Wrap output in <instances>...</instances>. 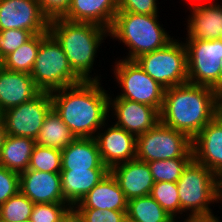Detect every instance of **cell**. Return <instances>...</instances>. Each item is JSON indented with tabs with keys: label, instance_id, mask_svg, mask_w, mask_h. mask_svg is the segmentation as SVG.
<instances>
[{
	"label": "cell",
	"instance_id": "5bb4252c",
	"mask_svg": "<svg viewBox=\"0 0 222 222\" xmlns=\"http://www.w3.org/2000/svg\"><path fill=\"white\" fill-rule=\"evenodd\" d=\"M94 137L104 165L110 170L117 164L136 159L137 137L126 130L112 125Z\"/></svg>",
	"mask_w": 222,
	"mask_h": 222
},
{
	"label": "cell",
	"instance_id": "277c9868",
	"mask_svg": "<svg viewBox=\"0 0 222 222\" xmlns=\"http://www.w3.org/2000/svg\"><path fill=\"white\" fill-rule=\"evenodd\" d=\"M157 17L130 12L116 13L109 36L120 40L130 49L125 60H135L142 54L165 47L173 40Z\"/></svg>",
	"mask_w": 222,
	"mask_h": 222
},
{
	"label": "cell",
	"instance_id": "cb8c5ba5",
	"mask_svg": "<svg viewBox=\"0 0 222 222\" xmlns=\"http://www.w3.org/2000/svg\"><path fill=\"white\" fill-rule=\"evenodd\" d=\"M35 145L34 139L6 135L0 151V165L18 173L26 171Z\"/></svg>",
	"mask_w": 222,
	"mask_h": 222
},
{
	"label": "cell",
	"instance_id": "f546056e",
	"mask_svg": "<svg viewBox=\"0 0 222 222\" xmlns=\"http://www.w3.org/2000/svg\"><path fill=\"white\" fill-rule=\"evenodd\" d=\"M61 161V150L36 144L31 154L28 169L60 173Z\"/></svg>",
	"mask_w": 222,
	"mask_h": 222
},
{
	"label": "cell",
	"instance_id": "b9f144b4",
	"mask_svg": "<svg viewBox=\"0 0 222 222\" xmlns=\"http://www.w3.org/2000/svg\"><path fill=\"white\" fill-rule=\"evenodd\" d=\"M62 222H81V220L71 211Z\"/></svg>",
	"mask_w": 222,
	"mask_h": 222
},
{
	"label": "cell",
	"instance_id": "bcb514c9",
	"mask_svg": "<svg viewBox=\"0 0 222 222\" xmlns=\"http://www.w3.org/2000/svg\"><path fill=\"white\" fill-rule=\"evenodd\" d=\"M219 40L222 41V31H221V34H220Z\"/></svg>",
	"mask_w": 222,
	"mask_h": 222
},
{
	"label": "cell",
	"instance_id": "60d3db41",
	"mask_svg": "<svg viewBox=\"0 0 222 222\" xmlns=\"http://www.w3.org/2000/svg\"><path fill=\"white\" fill-rule=\"evenodd\" d=\"M6 129H5V126H4V122L0 116V151H1V148L3 146V142H4V139L6 137Z\"/></svg>",
	"mask_w": 222,
	"mask_h": 222
},
{
	"label": "cell",
	"instance_id": "44dd1931",
	"mask_svg": "<svg viewBox=\"0 0 222 222\" xmlns=\"http://www.w3.org/2000/svg\"><path fill=\"white\" fill-rule=\"evenodd\" d=\"M128 200L124 192L109 171L103 179L94 186L80 201L72 208H92L101 210L127 211Z\"/></svg>",
	"mask_w": 222,
	"mask_h": 222
},
{
	"label": "cell",
	"instance_id": "4316f807",
	"mask_svg": "<svg viewBox=\"0 0 222 222\" xmlns=\"http://www.w3.org/2000/svg\"><path fill=\"white\" fill-rule=\"evenodd\" d=\"M40 48V34L33 35L17 50L6 56L1 62L4 68L30 74Z\"/></svg>",
	"mask_w": 222,
	"mask_h": 222
},
{
	"label": "cell",
	"instance_id": "f6af8a7d",
	"mask_svg": "<svg viewBox=\"0 0 222 222\" xmlns=\"http://www.w3.org/2000/svg\"><path fill=\"white\" fill-rule=\"evenodd\" d=\"M190 1H191V2H192V1H193V2H194V1H195V2H196V1L201 2V1H203V0H190Z\"/></svg>",
	"mask_w": 222,
	"mask_h": 222
},
{
	"label": "cell",
	"instance_id": "d6986e66",
	"mask_svg": "<svg viewBox=\"0 0 222 222\" xmlns=\"http://www.w3.org/2000/svg\"><path fill=\"white\" fill-rule=\"evenodd\" d=\"M209 3H191L192 15L187 20V39H219L222 31V5Z\"/></svg>",
	"mask_w": 222,
	"mask_h": 222
},
{
	"label": "cell",
	"instance_id": "5b68a950",
	"mask_svg": "<svg viewBox=\"0 0 222 222\" xmlns=\"http://www.w3.org/2000/svg\"><path fill=\"white\" fill-rule=\"evenodd\" d=\"M30 75L36 87L46 92L83 81L72 70L60 44L49 32L40 34V48Z\"/></svg>",
	"mask_w": 222,
	"mask_h": 222
},
{
	"label": "cell",
	"instance_id": "8fae6325",
	"mask_svg": "<svg viewBox=\"0 0 222 222\" xmlns=\"http://www.w3.org/2000/svg\"><path fill=\"white\" fill-rule=\"evenodd\" d=\"M52 109L50 92L40 91L26 103L9 108L0 116L4 122L6 134L36 139L46 115Z\"/></svg>",
	"mask_w": 222,
	"mask_h": 222
},
{
	"label": "cell",
	"instance_id": "ac0fdd59",
	"mask_svg": "<svg viewBox=\"0 0 222 222\" xmlns=\"http://www.w3.org/2000/svg\"><path fill=\"white\" fill-rule=\"evenodd\" d=\"M39 92L30 74L11 71L0 65V114L26 103Z\"/></svg>",
	"mask_w": 222,
	"mask_h": 222
},
{
	"label": "cell",
	"instance_id": "7bdbcfd3",
	"mask_svg": "<svg viewBox=\"0 0 222 222\" xmlns=\"http://www.w3.org/2000/svg\"><path fill=\"white\" fill-rule=\"evenodd\" d=\"M220 70H221V93H222V61H221V67H220Z\"/></svg>",
	"mask_w": 222,
	"mask_h": 222
},
{
	"label": "cell",
	"instance_id": "6da1fadb",
	"mask_svg": "<svg viewBox=\"0 0 222 222\" xmlns=\"http://www.w3.org/2000/svg\"><path fill=\"white\" fill-rule=\"evenodd\" d=\"M99 80L50 92L52 108L76 138H94L109 117V94ZM104 126V127H102Z\"/></svg>",
	"mask_w": 222,
	"mask_h": 222
},
{
	"label": "cell",
	"instance_id": "484cf974",
	"mask_svg": "<svg viewBox=\"0 0 222 222\" xmlns=\"http://www.w3.org/2000/svg\"><path fill=\"white\" fill-rule=\"evenodd\" d=\"M127 221L167 222L172 216L150 195L128 200Z\"/></svg>",
	"mask_w": 222,
	"mask_h": 222
},
{
	"label": "cell",
	"instance_id": "f35d334b",
	"mask_svg": "<svg viewBox=\"0 0 222 222\" xmlns=\"http://www.w3.org/2000/svg\"><path fill=\"white\" fill-rule=\"evenodd\" d=\"M216 117L222 123V93H219L217 102H216Z\"/></svg>",
	"mask_w": 222,
	"mask_h": 222
},
{
	"label": "cell",
	"instance_id": "603a6c76",
	"mask_svg": "<svg viewBox=\"0 0 222 222\" xmlns=\"http://www.w3.org/2000/svg\"><path fill=\"white\" fill-rule=\"evenodd\" d=\"M109 171V169L61 170V188L64 199L73 207Z\"/></svg>",
	"mask_w": 222,
	"mask_h": 222
},
{
	"label": "cell",
	"instance_id": "e0dca14e",
	"mask_svg": "<svg viewBox=\"0 0 222 222\" xmlns=\"http://www.w3.org/2000/svg\"><path fill=\"white\" fill-rule=\"evenodd\" d=\"M110 172L127 200L150 195L155 183L148 163L137 159L117 164L110 169Z\"/></svg>",
	"mask_w": 222,
	"mask_h": 222
},
{
	"label": "cell",
	"instance_id": "ffe728a7",
	"mask_svg": "<svg viewBox=\"0 0 222 222\" xmlns=\"http://www.w3.org/2000/svg\"><path fill=\"white\" fill-rule=\"evenodd\" d=\"M117 12V0H72L62 18L72 22L93 23L109 30Z\"/></svg>",
	"mask_w": 222,
	"mask_h": 222
},
{
	"label": "cell",
	"instance_id": "3957f363",
	"mask_svg": "<svg viewBox=\"0 0 222 222\" xmlns=\"http://www.w3.org/2000/svg\"><path fill=\"white\" fill-rule=\"evenodd\" d=\"M48 32L63 49L70 67L83 80H99L91 77L98 48L109 30L93 23L72 22L62 17L49 21ZM92 69V70H91Z\"/></svg>",
	"mask_w": 222,
	"mask_h": 222
},
{
	"label": "cell",
	"instance_id": "ab89813d",
	"mask_svg": "<svg viewBox=\"0 0 222 222\" xmlns=\"http://www.w3.org/2000/svg\"><path fill=\"white\" fill-rule=\"evenodd\" d=\"M222 201V173L217 175V203Z\"/></svg>",
	"mask_w": 222,
	"mask_h": 222
},
{
	"label": "cell",
	"instance_id": "9a60e30c",
	"mask_svg": "<svg viewBox=\"0 0 222 222\" xmlns=\"http://www.w3.org/2000/svg\"><path fill=\"white\" fill-rule=\"evenodd\" d=\"M19 189L34 204L68 203L62 195L60 173L27 169L19 173Z\"/></svg>",
	"mask_w": 222,
	"mask_h": 222
},
{
	"label": "cell",
	"instance_id": "d6a6232c",
	"mask_svg": "<svg viewBox=\"0 0 222 222\" xmlns=\"http://www.w3.org/2000/svg\"><path fill=\"white\" fill-rule=\"evenodd\" d=\"M81 222H126L127 211L101 210L92 208H72Z\"/></svg>",
	"mask_w": 222,
	"mask_h": 222
},
{
	"label": "cell",
	"instance_id": "d4e9b609",
	"mask_svg": "<svg viewBox=\"0 0 222 222\" xmlns=\"http://www.w3.org/2000/svg\"><path fill=\"white\" fill-rule=\"evenodd\" d=\"M75 138L71 130L52 108L46 115L35 141L36 144L62 150Z\"/></svg>",
	"mask_w": 222,
	"mask_h": 222
},
{
	"label": "cell",
	"instance_id": "7c38bea8",
	"mask_svg": "<svg viewBox=\"0 0 222 222\" xmlns=\"http://www.w3.org/2000/svg\"><path fill=\"white\" fill-rule=\"evenodd\" d=\"M50 19L38 0H0V30L22 29L33 35L47 33Z\"/></svg>",
	"mask_w": 222,
	"mask_h": 222
},
{
	"label": "cell",
	"instance_id": "83f0119b",
	"mask_svg": "<svg viewBox=\"0 0 222 222\" xmlns=\"http://www.w3.org/2000/svg\"><path fill=\"white\" fill-rule=\"evenodd\" d=\"M193 158H173L148 162L153 179L156 182H174L181 177L184 169Z\"/></svg>",
	"mask_w": 222,
	"mask_h": 222
},
{
	"label": "cell",
	"instance_id": "8d00e7d4",
	"mask_svg": "<svg viewBox=\"0 0 222 222\" xmlns=\"http://www.w3.org/2000/svg\"><path fill=\"white\" fill-rule=\"evenodd\" d=\"M43 13L51 20L62 17L72 0H38Z\"/></svg>",
	"mask_w": 222,
	"mask_h": 222
},
{
	"label": "cell",
	"instance_id": "74e56055",
	"mask_svg": "<svg viewBox=\"0 0 222 222\" xmlns=\"http://www.w3.org/2000/svg\"><path fill=\"white\" fill-rule=\"evenodd\" d=\"M183 222H221L219 221V217L217 218L214 214H196V215H188L187 219Z\"/></svg>",
	"mask_w": 222,
	"mask_h": 222
},
{
	"label": "cell",
	"instance_id": "f1b7e54d",
	"mask_svg": "<svg viewBox=\"0 0 222 222\" xmlns=\"http://www.w3.org/2000/svg\"><path fill=\"white\" fill-rule=\"evenodd\" d=\"M34 203L20 191L0 205V222L30 220Z\"/></svg>",
	"mask_w": 222,
	"mask_h": 222
},
{
	"label": "cell",
	"instance_id": "7402d4cb",
	"mask_svg": "<svg viewBox=\"0 0 222 222\" xmlns=\"http://www.w3.org/2000/svg\"><path fill=\"white\" fill-rule=\"evenodd\" d=\"M61 170L108 169L95 138H75L61 150Z\"/></svg>",
	"mask_w": 222,
	"mask_h": 222
},
{
	"label": "cell",
	"instance_id": "1f68e13d",
	"mask_svg": "<svg viewBox=\"0 0 222 222\" xmlns=\"http://www.w3.org/2000/svg\"><path fill=\"white\" fill-rule=\"evenodd\" d=\"M72 211L69 203H40L34 204L31 222H62Z\"/></svg>",
	"mask_w": 222,
	"mask_h": 222
},
{
	"label": "cell",
	"instance_id": "30bf717a",
	"mask_svg": "<svg viewBox=\"0 0 222 222\" xmlns=\"http://www.w3.org/2000/svg\"><path fill=\"white\" fill-rule=\"evenodd\" d=\"M186 40L188 83L209 86L221 93L222 41Z\"/></svg>",
	"mask_w": 222,
	"mask_h": 222
},
{
	"label": "cell",
	"instance_id": "4fadbf2b",
	"mask_svg": "<svg viewBox=\"0 0 222 222\" xmlns=\"http://www.w3.org/2000/svg\"><path fill=\"white\" fill-rule=\"evenodd\" d=\"M111 98L109 96V112L112 108L113 115H116L117 121L114 125L136 137L154 128L160 122V112L152 106L122 98Z\"/></svg>",
	"mask_w": 222,
	"mask_h": 222
},
{
	"label": "cell",
	"instance_id": "2e32d148",
	"mask_svg": "<svg viewBox=\"0 0 222 222\" xmlns=\"http://www.w3.org/2000/svg\"><path fill=\"white\" fill-rule=\"evenodd\" d=\"M192 150L196 162L222 173V123L216 116L192 139Z\"/></svg>",
	"mask_w": 222,
	"mask_h": 222
},
{
	"label": "cell",
	"instance_id": "ba28073f",
	"mask_svg": "<svg viewBox=\"0 0 222 222\" xmlns=\"http://www.w3.org/2000/svg\"><path fill=\"white\" fill-rule=\"evenodd\" d=\"M173 158H193L192 140L185 133L159 122L154 128L137 136V160L148 163Z\"/></svg>",
	"mask_w": 222,
	"mask_h": 222
},
{
	"label": "cell",
	"instance_id": "52a82bcc",
	"mask_svg": "<svg viewBox=\"0 0 222 222\" xmlns=\"http://www.w3.org/2000/svg\"><path fill=\"white\" fill-rule=\"evenodd\" d=\"M177 39L165 47L140 55L135 61L164 88L188 83L187 50Z\"/></svg>",
	"mask_w": 222,
	"mask_h": 222
},
{
	"label": "cell",
	"instance_id": "9c48e42d",
	"mask_svg": "<svg viewBox=\"0 0 222 222\" xmlns=\"http://www.w3.org/2000/svg\"><path fill=\"white\" fill-rule=\"evenodd\" d=\"M115 64L114 76L123 89L116 98L152 106L161 112L166 88L152 79L135 60L123 58Z\"/></svg>",
	"mask_w": 222,
	"mask_h": 222
},
{
	"label": "cell",
	"instance_id": "8992f818",
	"mask_svg": "<svg viewBox=\"0 0 222 222\" xmlns=\"http://www.w3.org/2000/svg\"><path fill=\"white\" fill-rule=\"evenodd\" d=\"M176 183L181 214L213 213L209 205L217 202V175L210 169L193 159Z\"/></svg>",
	"mask_w": 222,
	"mask_h": 222
},
{
	"label": "cell",
	"instance_id": "836d02e7",
	"mask_svg": "<svg viewBox=\"0 0 222 222\" xmlns=\"http://www.w3.org/2000/svg\"><path fill=\"white\" fill-rule=\"evenodd\" d=\"M32 36L33 34L28 30H0V62L22 44L26 43Z\"/></svg>",
	"mask_w": 222,
	"mask_h": 222
},
{
	"label": "cell",
	"instance_id": "d590c367",
	"mask_svg": "<svg viewBox=\"0 0 222 222\" xmlns=\"http://www.w3.org/2000/svg\"><path fill=\"white\" fill-rule=\"evenodd\" d=\"M157 0H117L118 12L158 15Z\"/></svg>",
	"mask_w": 222,
	"mask_h": 222
},
{
	"label": "cell",
	"instance_id": "4dcf8cb0",
	"mask_svg": "<svg viewBox=\"0 0 222 222\" xmlns=\"http://www.w3.org/2000/svg\"><path fill=\"white\" fill-rule=\"evenodd\" d=\"M150 196L172 217L176 218L179 213L181 214L177 183L156 182L151 189Z\"/></svg>",
	"mask_w": 222,
	"mask_h": 222
},
{
	"label": "cell",
	"instance_id": "ee69618b",
	"mask_svg": "<svg viewBox=\"0 0 222 222\" xmlns=\"http://www.w3.org/2000/svg\"><path fill=\"white\" fill-rule=\"evenodd\" d=\"M177 218L171 217L167 222H177ZM176 220V221H175Z\"/></svg>",
	"mask_w": 222,
	"mask_h": 222
},
{
	"label": "cell",
	"instance_id": "7a4b0ae2",
	"mask_svg": "<svg viewBox=\"0 0 222 222\" xmlns=\"http://www.w3.org/2000/svg\"><path fill=\"white\" fill-rule=\"evenodd\" d=\"M218 95L214 88L191 83L166 88L160 122L192 140L216 116Z\"/></svg>",
	"mask_w": 222,
	"mask_h": 222
},
{
	"label": "cell",
	"instance_id": "e575fe53",
	"mask_svg": "<svg viewBox=\"0 0 222 222\" xmlns=\"http://www.w3.org/2000/svg\"><path fill=\"white\" fill-rule=\"evenodd\" d=\"M19 191V173L0 165V205Z\"/></svg>",
	"mask_w": 222,
	"mask_h": 222
}]
</instances>
